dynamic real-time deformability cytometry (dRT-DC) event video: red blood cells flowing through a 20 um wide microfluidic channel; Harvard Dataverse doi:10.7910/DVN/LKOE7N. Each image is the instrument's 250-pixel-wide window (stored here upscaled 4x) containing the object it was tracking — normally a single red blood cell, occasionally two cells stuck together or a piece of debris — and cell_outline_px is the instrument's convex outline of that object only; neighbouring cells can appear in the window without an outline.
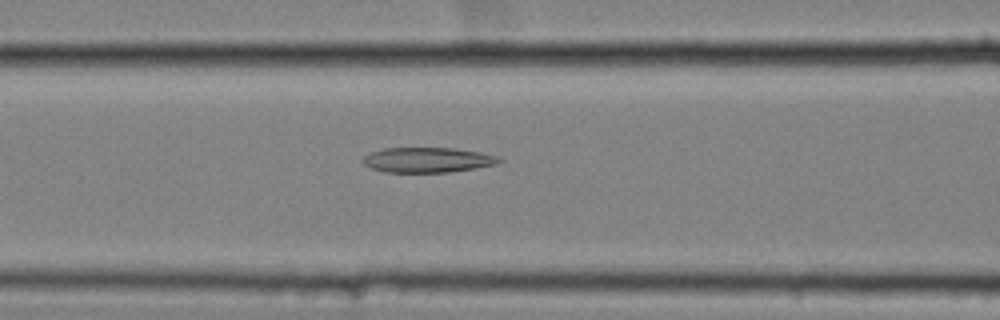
{"species": "common noctule bat (a hibernating species)", "species_latin": "Nyctalus noctula", "temperature_condition": "cold", "stored_images_in_passage": 42, "camera_frame_rate_fps": 3000, "um_per_image_px": 0.085, "animal": {"sex": "female", "body_mass_g": 25.1}, "frame": {"image": 1, "passage_image": 26, "time_ms": 8.333, "image_size_px": [1000, 320], "cell_outline_px": [[504, 160], [496, 164], [476, 168], [452, 172], [384, 172], [372, 168], [364, 164], [360, 160], [364, 156], [372, 152], [384, 148], [456, 148], [480, 152], [496, 156]], "centroid_in_image_um": [36.35, 13.59], "position_along_channel_um": 130.3, "area_um2": 19.94}}
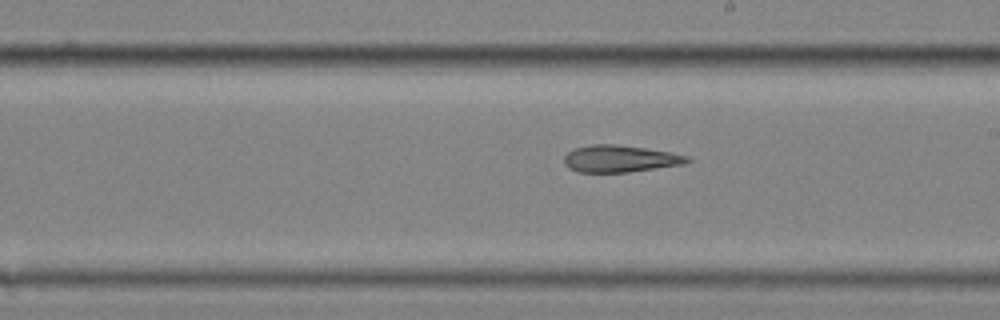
{"frame": {"image": 2, "passage_image": 35, "time_ms": 11.333, "image_size_px": [1000, 320], "cell_outline_px": [[692, 160], [684, 164], [628, 172], [576, 172], [568, 168], [564, 164], [564, 156], [568, 152], [576, 148], [592, 144], [616, 144], [672, 152], [688, 156]], "centroid_in_image_um": [52.69, 13.49], "position_along_channel_um": 236.3, "area_um2": 19.36}}
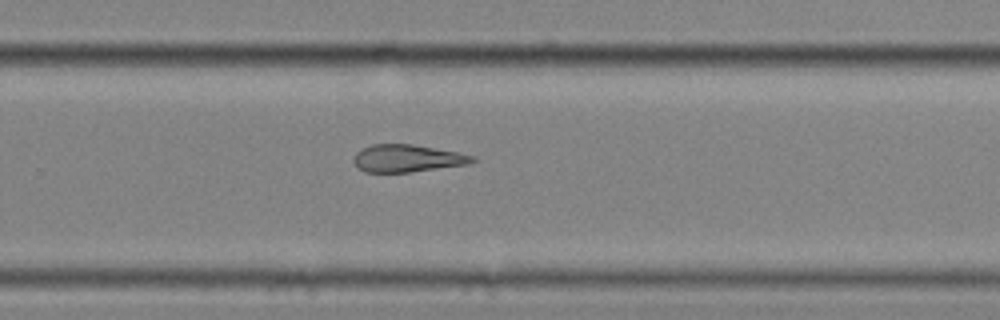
{"frame": {"image": 3, "passage_image": 40, "time_ms": 13.0, "image_size_px": [1000, 320], "cell_outline_px": [[480, 160], [468, 164], [408, 172], [364, 172], [356, 168], [352, 160], [352, 156], [360, 148], [372, 144], [412, 144], [456, 152], [476, 156]], "centroid_in_image_um": [34.57, 13.46], "position_along_channel_um": 295.2, "area_um2": 19.19}}